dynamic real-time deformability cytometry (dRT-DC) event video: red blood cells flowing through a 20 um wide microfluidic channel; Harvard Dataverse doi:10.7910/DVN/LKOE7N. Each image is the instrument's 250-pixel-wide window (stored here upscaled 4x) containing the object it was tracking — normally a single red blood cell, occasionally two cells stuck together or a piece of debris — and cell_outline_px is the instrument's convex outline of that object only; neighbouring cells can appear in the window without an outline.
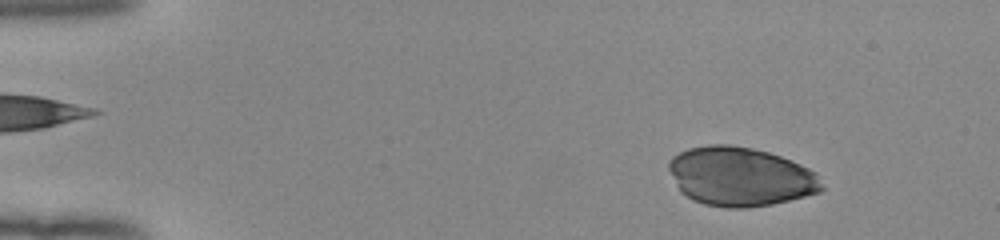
{"species": "human", "species_latin": "Homo sapiens", "temperature_condition": "room temperature", "stored_images_in_passage": 46, "camera_frame_rate_fps": 3000, "um_per_image_px": 0.085, "donor": {"sex": "female"}, "frame": {"image": 1, "passage_image": 6, "time_ms": 1.667, "image_size_px": [1000, 240], "cell_outline_px": [[824, 188], [820, 192], [772, 204], [744, 208], [724, 208], [704, 204], [692, 200], [680, 192], [668, 168], [668, 160], [672, 156], [688, 148], [708, 144], [728, 144], [752, 148], [768, 152], [780, 156], [800, 164], [816, 172]], "centroid_in_image_um": [62.9, 15.01], "position_along_channel_um": 22.1, "area_um2": 52.77}}